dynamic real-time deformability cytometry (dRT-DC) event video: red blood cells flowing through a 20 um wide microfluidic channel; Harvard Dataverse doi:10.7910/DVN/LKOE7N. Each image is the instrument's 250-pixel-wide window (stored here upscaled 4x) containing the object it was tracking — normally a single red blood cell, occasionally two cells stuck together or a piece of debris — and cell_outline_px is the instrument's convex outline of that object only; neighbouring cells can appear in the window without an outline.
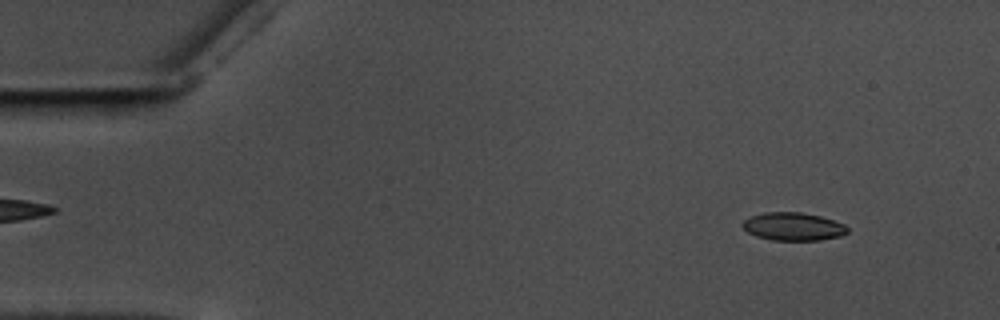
{"species": "common noctule bat (a hibernating species)", "species_latin": "Nyctalus noctula", "temperature_condition": "warm", "stored_images_in_passage": 58, "camera_frame_rate_fps": 3000, "um_per_image_px": 0.085, "animal": {"sex": "male", "body_mass_g": 17.5, "forearm_length_mm": 52.3}, "frame": {"image": 1, "passage_image": 6, "time_ms": 1.667, "image_size_px": [1000, 320], "cell_outline_px": [[848, 232], [840, 236], [820, 240], [772, 240], [756, 236], [748, 232], [740, 224], [744, 220], [752, 216], [764, 212], [800, 212], [820, 216], [844, 224], [848, 228]], "centroid_in_image_um": [67.41, 19.25], "position_along_channel_um": 17.6, "area_um2": 17.05}}
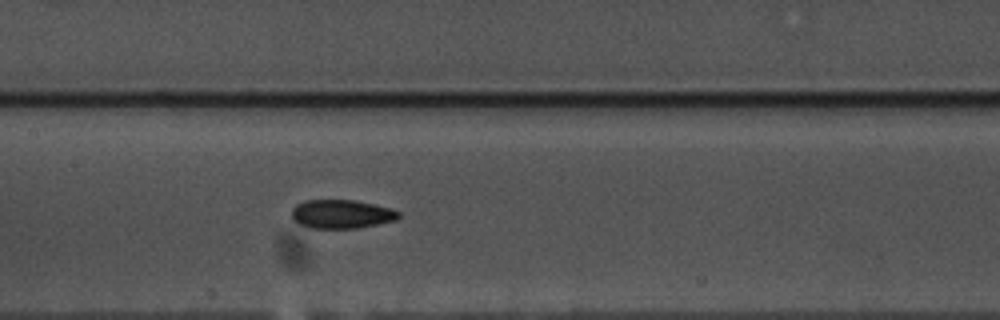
{"frame": {"image": 2, "passage_image": 28, "time_ms": 9.0, "image_size_px": [1000, 320], "cell_outline_px": [[400, 216], [396, 220], [356, 228], [308, 228], [296, 224], [292, 220], [292, 208], [296, 204], [304, 200], [356, 200], [392, 208], [400, 212]], "centroid_in_image_um": [28.99, 18.19], "position_along_channel_um": 178.4, "area_um2": 18.15}}
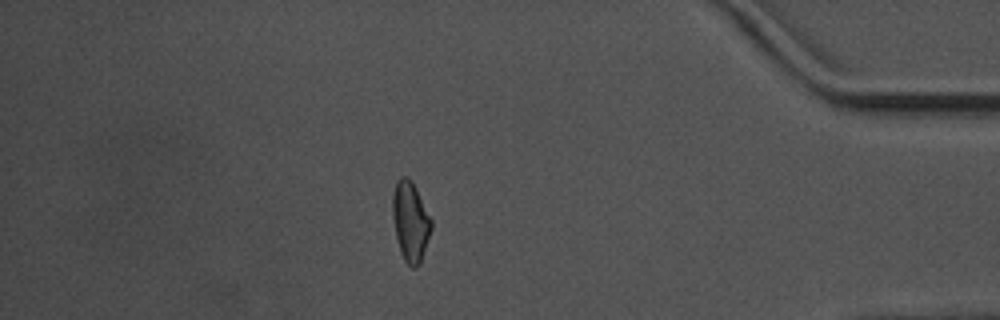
{"frame": {"image": 3, "passage_image": 50, "time_ms": 16.333, "image_size_px": [1000, 320], "cell_outline_px": [[432, 228], [420, 264], [416, 268], [412, 268], [404, 260], [400, 252], [396, 236], [392, 216], [392, 196], [396, 180], [400, 176], [408, 176], [412, 180], [432, 220]], "centroid_in_image_um": [34.88, 18.8], "position_along_channel_um": 400.3, "area_um2": 18.21}, "authors_computed_cell_mechanics": {"area_um2": 17.6868, "velocity_mm_per_s": 3.5608, "shape_relaxation_time_tau1_ms": 4.955, "shape_relaxation_time_tau2_ms": 3.732, "deformation_change_tau1": 0.1369, "deformation_change_tau2": 0.086}}